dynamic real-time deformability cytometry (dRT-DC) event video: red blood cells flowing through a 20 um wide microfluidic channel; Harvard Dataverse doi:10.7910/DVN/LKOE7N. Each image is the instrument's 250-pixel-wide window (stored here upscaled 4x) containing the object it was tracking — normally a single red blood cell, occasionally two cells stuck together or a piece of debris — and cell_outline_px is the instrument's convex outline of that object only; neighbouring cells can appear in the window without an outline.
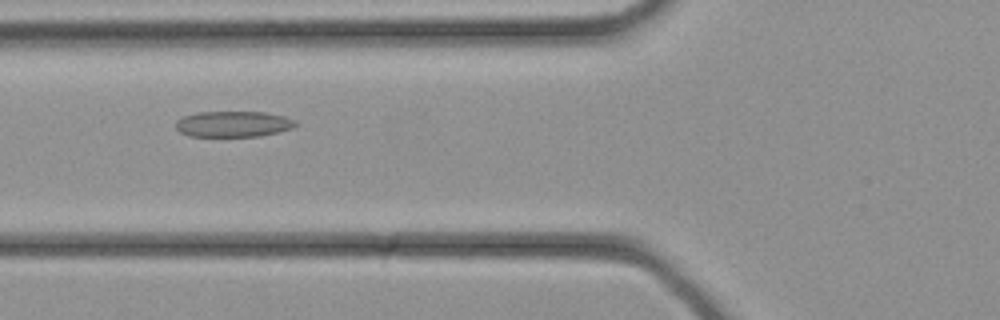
{"species": "common noctule bat (a hibernating species)", "species_latin": "Nyctalus noctula", "temperature_condition": "cold", "stored_images_in_passage": 24, "camera_frame_rate_fps": 3000, "um_per_image_px": 0.085, "animal": {"sex": "female", "body_mass_g": 21.9}, "frame": {"image": 1, "passage_image": 3, "time_ms": 0.667, "image_size_px": [1000, 320], "cell_outline_px": [[296, 124], [292, 128], [260, 136], [188, 136], [180, 132], [176, 128], [176, 120], [184, 116], [200, 112], [264, 112], [284, 116], [296, 120]], "centroid_in_image_um": [19.81, 10.54], "position_along_channel_um": 106.0, "area_um2": 17.92}}
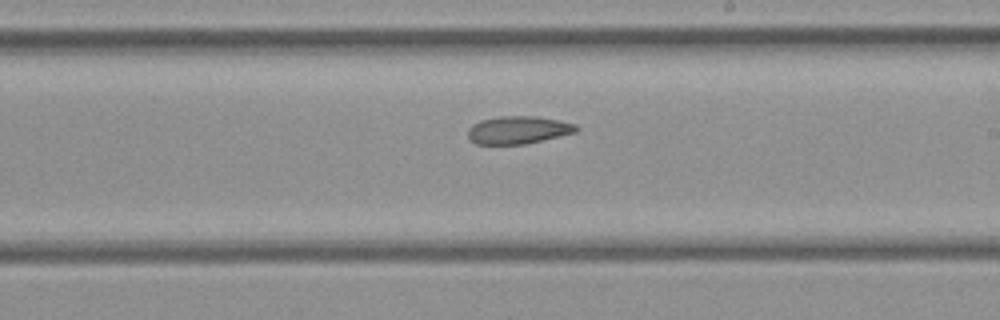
{"frame": {"image": 2, "passage_image": 10, "time_ms": 3.0, "image_size_px": [1000, 320], "cell_outline_px": [[580, 128], [576, 132], [560, 136], [524, 144], [476, 144], [468, 136], [468, 128], [472, 124], [480, 120], [500, 116], [536, 116], [576, 124]], "centroid_in_image_um": [44.04, 11.04], "position_along_channel_um": 245.0, "area_um2": 17.46}}
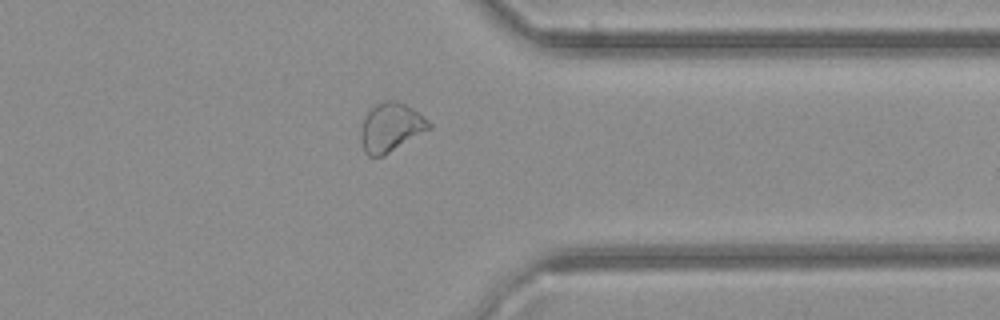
{"frame": {"image": 3, "passage_image": 17, "time_ms": 5.333, "image_size_px": [1000, 320], "cell_outline_px": [[432, 128], [384, 156], [368, 156], [364, 152], [360, 140], [360, 132], [364, 116], [376, 104], [384, 100], [392, 100], [404, 104], [412, 108], [428, 120], [432, 124]], "centroid_in_image_um": [33.21, 10.85], "position_along_channel_um": 378.2, "area_um2": 19.48}}